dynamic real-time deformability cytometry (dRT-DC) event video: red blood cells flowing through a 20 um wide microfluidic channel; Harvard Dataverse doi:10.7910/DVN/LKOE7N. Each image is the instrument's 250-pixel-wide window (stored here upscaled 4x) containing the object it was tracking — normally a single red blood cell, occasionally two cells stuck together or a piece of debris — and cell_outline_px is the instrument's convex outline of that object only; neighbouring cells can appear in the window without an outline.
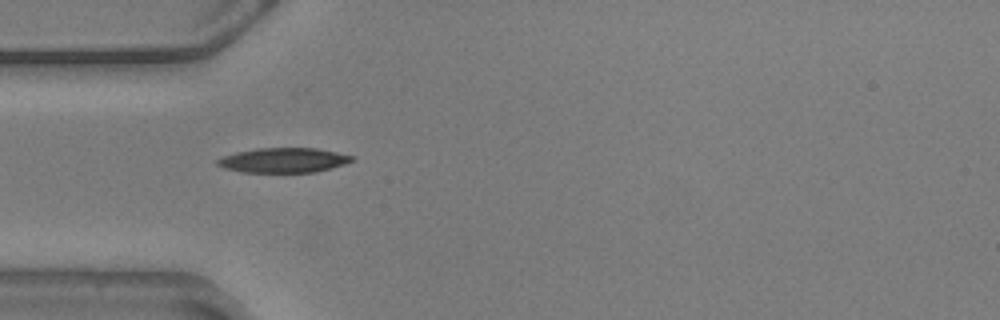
{"species": "common noctule bat (a hibernating species)", "species_latin": "Nyctalus noctula", "temperature_condition": "warm", "stored_images_in_passage": 22, "camera_frame_rate_fps": 3000, "um_per_image_px": 0.085, "animal": {"sex": "male", "body_mass_g": 20.5, "forearm_length_mm": 52.5}, "frame": {"image": 1, "passage_image": 1, "time_ms": 0.0, "image_size_px": [1000, 320], "cell_outline_px": [[356, 160], [332, 168], [316, 172], [240, 172], [224, 168], [216, 164], [216, 160], [224, 156], [236, 152], [256, 148], [316, 148], [356, 156]], "centroid_in_image_um": [24.13, 13.62], "position_along_channel_um": 60.9, "area_um2": 19.54}}